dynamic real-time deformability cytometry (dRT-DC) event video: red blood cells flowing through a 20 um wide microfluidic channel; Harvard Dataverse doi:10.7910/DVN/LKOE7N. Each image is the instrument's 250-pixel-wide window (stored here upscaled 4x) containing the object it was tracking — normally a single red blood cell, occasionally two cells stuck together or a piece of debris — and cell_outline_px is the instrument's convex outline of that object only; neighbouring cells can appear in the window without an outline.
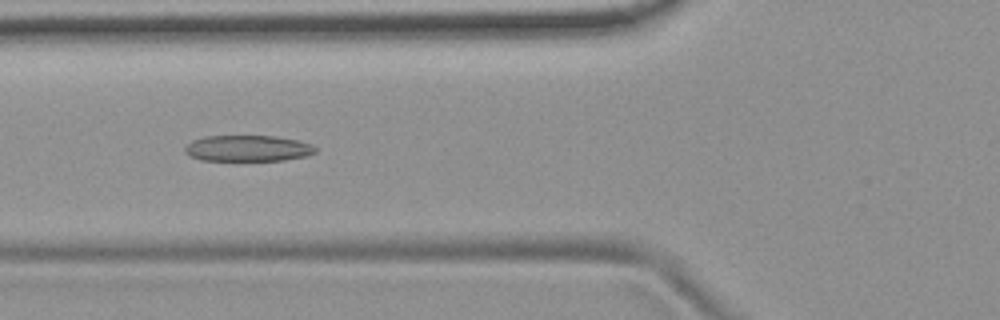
{"species": "common noctule bat (a hibernating species)", "species_latin": "Nyctalus noctula", "temperature_condition": "room temperature", "stored_images_in_passage": 52, "camera_frame_rate_fps": 3000, "um_per_image_px": 0.085, "animal": {"sex": "female", "body_mass_g": 19.9}, "frame": {"image": 1, "passage_image": 19, "time_ms": 6.0, "image_size_px": [1000, 320], "cell_outline_px": [[316, 152], [308, 156], [284, 160], [200, 160], [188, 156], [184, 152], [184, 148], [192, 140], [204, 136], [276, 136], [296, 140], [312, 144], [316, 148]], "centroid_in_image_um": [21.05, 12.61], "position_along_channel_um": 104.8, "area_um2": 19.94}}
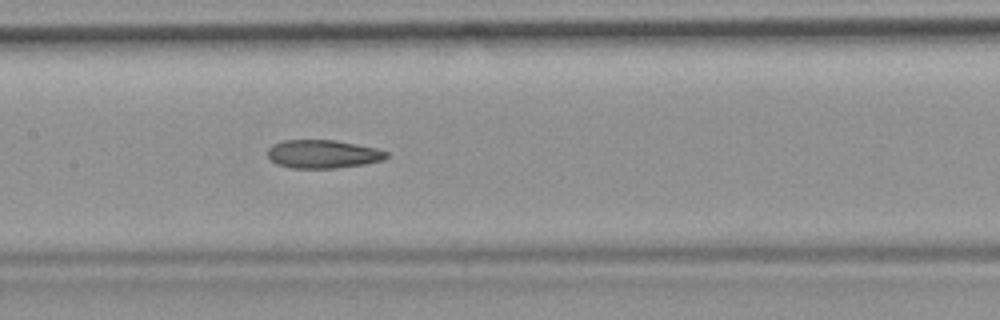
{"frame": {"image": 2, "passage_image": 25, "time_ms": 8.0, "image_size_px": [1000, 320], "cell_outline_px": [[388, 156], [384, 160], [364, 164], [336, 168], [292, 168], [276, 164], [268, 156], [268, 148], [272, 144], [280, 140], [332, 140], [356, 144], [376, 148], [388, 152]], "centroid_in_image_um": [27.43, 13.09], "position_along_channel_um": 180.0, "area_um2": 19.65}}
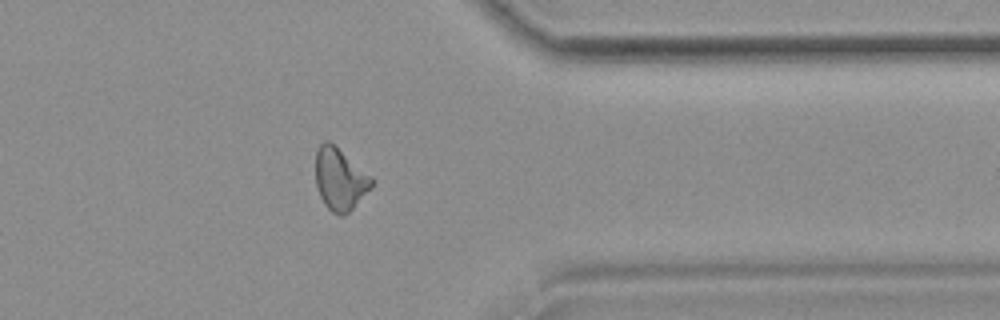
{"frame": {"image": 3, "passage_image": 42, "time_ms": 13.667, "image_size_px": [1000, 320], "cell_outline_px": [[372, 184], [352, 208], [344, 216], [340, 216], [332, 212], [324, 204], [316, 188], [316, 148], [324, 140], [328, 140], [372, 176]], "centroid_in_image_um": [28.85, 15.21], "position_along_channel_um": 382.6, "area_um2": 19.94}, "authors_computed_cell_mechanics": {"area_um2": 20.4612, "velocity_mm_per_s": 3.7522, "shape_relaxation_time_tau1_ms": null, "shape_relaxation_time_tau2_ms": 4.3407, "deformation_change_tau1": null, "deformation_change_tau2": 0.1194}}